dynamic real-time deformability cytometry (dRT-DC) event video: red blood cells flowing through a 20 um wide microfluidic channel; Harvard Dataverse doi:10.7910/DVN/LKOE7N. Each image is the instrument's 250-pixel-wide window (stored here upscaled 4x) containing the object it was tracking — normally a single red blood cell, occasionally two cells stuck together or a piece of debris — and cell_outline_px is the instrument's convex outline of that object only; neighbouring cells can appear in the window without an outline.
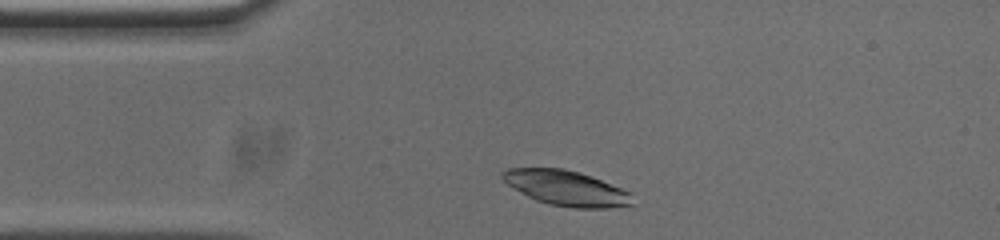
{"species": "common noctule bat (a hibernating species)", "species_latin": "Nyctalus noctula", "temperature_condition": "cold", "stored_images_in_passage": 36, "camera_frame_rate_fps": 3000, "um_per_image_px": 0.085, "animal": {"sex": "male", "body_mass_g": 20.0, "forearm_length_mm": 53.3}, "frame": {"image": 1, "passage_image": 3, "time_ms": 0.667, "image_size_px": [1000, 240], "cell_outline_px": [[632, 204], [608, 208], [572, 208], [548, 204], [536, 200], [528, 196], [508, 184], [500, 176], [500, 172], [508, 168], [564, 168], [580, 172], [620, 188], [628, 192]], "centroid_in_image_um": [48.07, 15.98], "position_along_channel_um": 36.9, "area_um2": 26.18}}
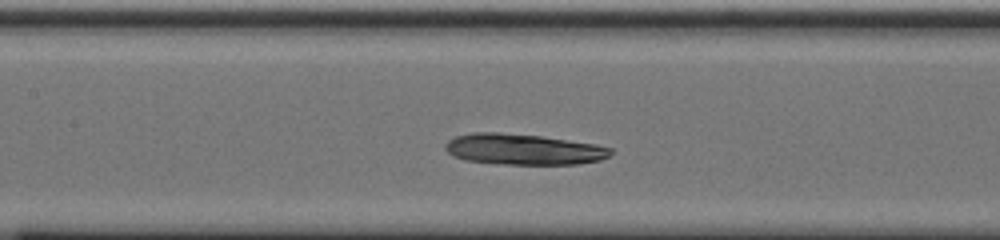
{"frame": {"image": 2, "passage_image": 15, "time_ms": 4.667, "image_size_px": [1000, 240], "cell_outline_px": [[612, 152], [608, 156], [600, 160], [580, 164], [504, 164], [464, 160], [452, 156], [444, 148], [444, 144], [448, 140], [456, 136], [472, 132], [496, 132], [540, 136], [596, 144], [612, 148]], "centroid_in_image_um": [44.46, 12.69], "position_along_channel_um": 162.9, "area_um2": 29.77}}
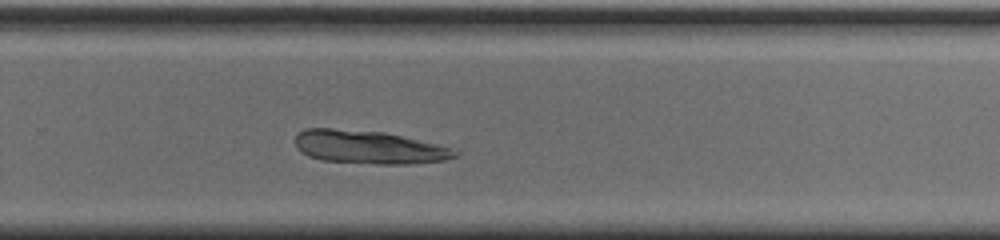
{"frame": {"image": 3, "passage_image": 26, "time_ms": 8.333, "image_size_px": [1000, 240], "cell_outline_px": [[460, 152], [456, 156], [444, 160], [408, 164], [380, 164], [320, 160], [308, 156], [300, 152], [296, 148], [296, 136], [304, 128], [332, 128], [384, 132], [456, 148]], "centroid_in_image_um": [31.36, 12.51], "position_along_channel_um": 298.4, "area_um2": 31.1}}